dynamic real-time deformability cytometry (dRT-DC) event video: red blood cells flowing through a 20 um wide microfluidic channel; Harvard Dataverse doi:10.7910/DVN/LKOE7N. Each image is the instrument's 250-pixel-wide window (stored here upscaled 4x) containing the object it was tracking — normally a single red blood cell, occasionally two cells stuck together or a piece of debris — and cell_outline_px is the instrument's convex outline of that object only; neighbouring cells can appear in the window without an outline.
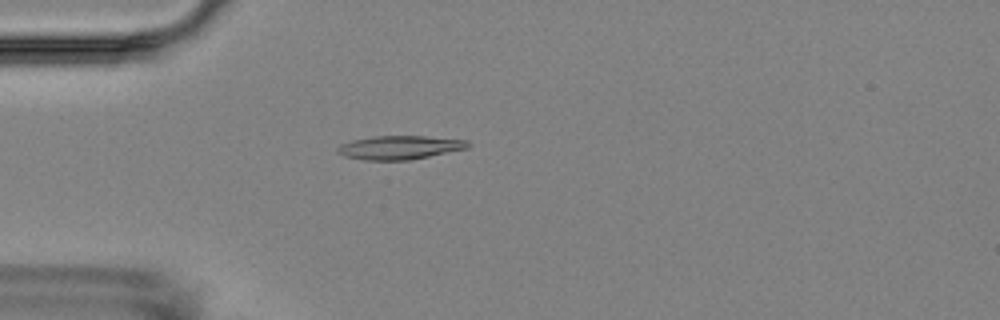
{"species": "Egyptian fruit bat (a non-hibernating species)", "species_latin": "Rousettus aegyptiacus", "temperature_condition": "room temperature", "stored_images_in_passage": 3, "camera_frame_rate_fps": 3000, "um_per_image_px": 0.085, "animal": {"sex": "female"}, "frame": {"image": 1, "passage_image": 3, "time_ms": 3.333, "image_size_px": [1000, 320], "cell_outline_px": [[472, 144], [468, 148], [408, 160], [364, 160], [344, 156], [336, 152], [336, 148], [340, 144], [352, 140], [372, 136], [424, 136], [468, 140]], "centroid_in_image_um": [33.95, 12.53], "position_along_channel_um": 51.1, "area_um2": 18.03}}